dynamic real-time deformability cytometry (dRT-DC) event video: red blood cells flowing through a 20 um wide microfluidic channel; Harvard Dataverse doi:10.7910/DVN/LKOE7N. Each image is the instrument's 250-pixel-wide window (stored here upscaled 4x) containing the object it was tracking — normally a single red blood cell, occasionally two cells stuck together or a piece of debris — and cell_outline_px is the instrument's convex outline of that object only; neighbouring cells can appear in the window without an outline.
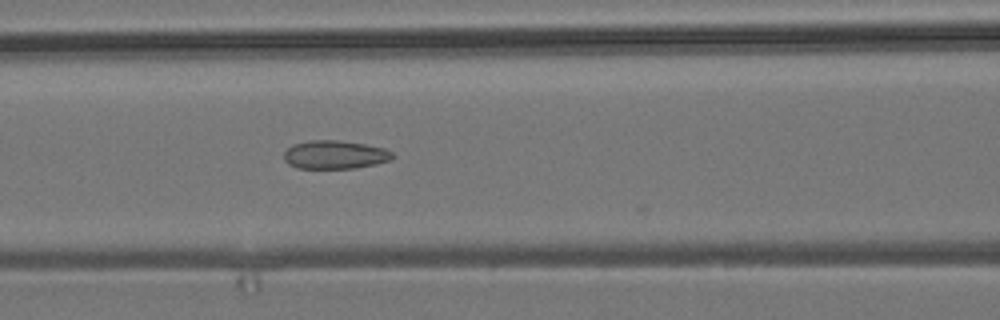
{"species": "common noctule bat (a hibernating species)", "species_latin": "Nyctalus noctula", "temperature_condition": "room temperature", "stored_images_in_passage": 34, "camera_frame_rate_fps": 3000, "um_per_image_px": 0.085, "animal": {"sex": "male", "body_mass_g": 19.2, "forearm_length_mm": 51.8}, "frame": {"image": 1, "passage_image": 6, "time_ms": 1.667, "image_size_px": [1000, 320], "cell_outline_px": [[396, 156], [388, 160], [376, 164], [356, 168], [296, 168], [288, 164], [284, 160], [284, 152], [292, 144], [308, 140], [340, 140], [364, 144], [384, 148], [392, 152]], "centroid_in_image_um": [28.44, 13.14], "position_along_channel_um": 138.2, "area_um2": 18.09}}